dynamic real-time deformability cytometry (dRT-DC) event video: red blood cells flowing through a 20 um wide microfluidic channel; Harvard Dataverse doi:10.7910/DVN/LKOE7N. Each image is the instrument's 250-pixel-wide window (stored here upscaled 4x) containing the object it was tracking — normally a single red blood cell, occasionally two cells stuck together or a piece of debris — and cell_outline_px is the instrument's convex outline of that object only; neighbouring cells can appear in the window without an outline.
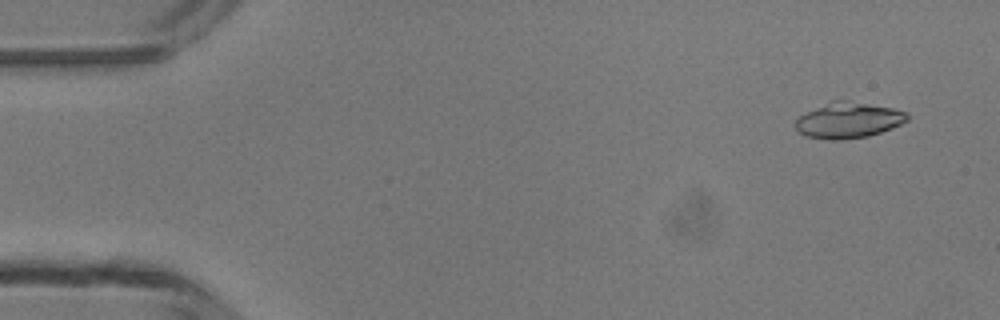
{"species": "common noctule bat (a hibernating species)", "species_latin": "Nyctalus noctula", "temperature_condition": "room temperature", "stored_images_in_passage": 4, "camera_frame_rate_fps": 3000, "um_per_image_px": 0.085, "animal": {"sex": "male", "body_mass_g": 13.3}, "frame": {"image": 1, "passage_image": 1, "time_ms": 0.0, "image_size_px": [1000, 320], "cell_outline_px": [[908, 120], [892, 128], [868, 136], [840, 140], [828, 140], [808, 136], [800, 132], [796, 128], [796, 120], [800, 116], [832, 100], [840, 100], [892, 108], [908, 112]], "centroid_in_image_um": [72.13, 10.24], "position_along_channel_um": 12.9, "area_um2": 22.77}}
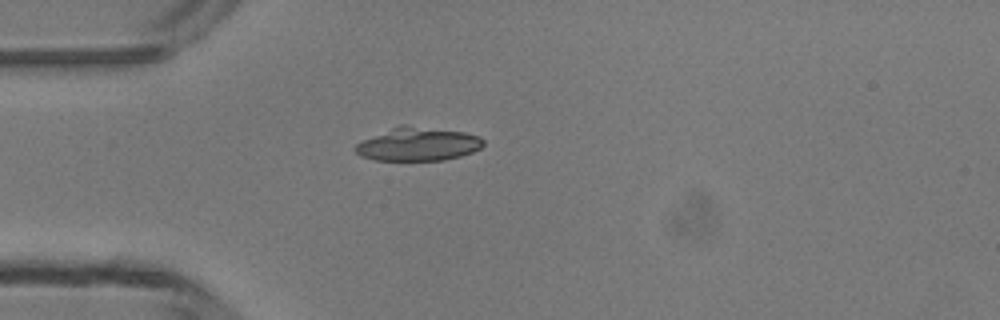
{"frame": {"image": 2, "passage_image": 4, "time_ms": 3.333, "image_size_px": [1000, 320], "cell_outline_px": [[484, 144], [480, 148], [472, 152], [460, 156], [444, 160], [376, 160], [360, 156], [352, 148], [356, 144], [364, 140], [400, 124], [404, 124], [464, 132], [480, 136], [484, 140]], "centroid_in_image_um": [35.54, 12.25], "position_along_channel_um": 49.5, "area_um2": 24.85}}